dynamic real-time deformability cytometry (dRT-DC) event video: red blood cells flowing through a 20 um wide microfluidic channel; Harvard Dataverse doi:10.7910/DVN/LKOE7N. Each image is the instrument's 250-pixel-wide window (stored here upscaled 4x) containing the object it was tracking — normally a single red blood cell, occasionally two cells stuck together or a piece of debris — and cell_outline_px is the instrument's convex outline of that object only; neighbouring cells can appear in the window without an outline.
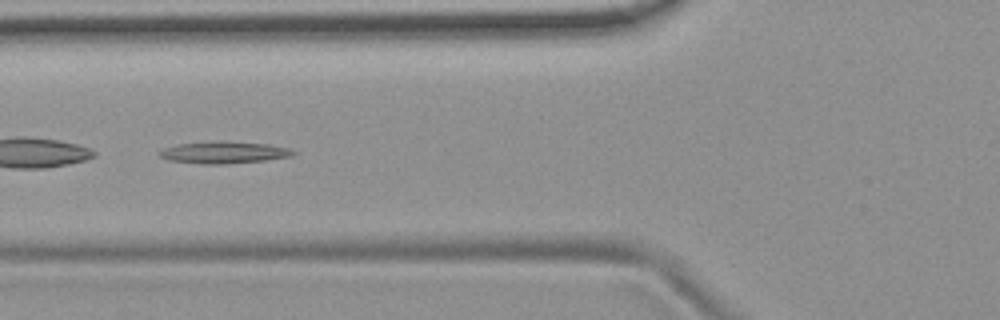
{"species": "common noctule bat (a hibernating species)", "species_latin": "Nyctalus noctula", "temperature_condition": "room temperature", "stored_images_in_passage": 8, "camera_frame_rate_fps": 3000, "um_per_image_px": 0.085, "animal": {"sex": "female", "body_mass_g": 19.9}, "frame": {"image": 1, "passage_image": 6, "time_ms": 5.667, "image_size_px": [1000, 320], "cell_outline_px": [[296, 152], [292, 156], [264, 160], [228, 164], [204, 164], [168, 160], [160, 156], [156, 152], [164, 148], [180, 144], [220, 140], [268, 144], [288, 148]], "centroid_in_image_um": [19.01, 12.95], "position_along_channel_um": 106.8, "area_um2": 17.11}}
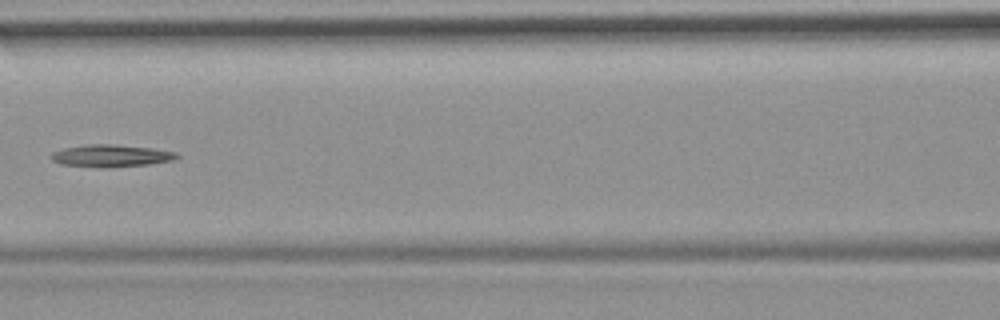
{"frame": {"image": 2, "passage_image": 7, "time_ms": 7.0, "image_size_px": [1000, 320], "cell_outline_px": [[180, 156], [172, 160], [148, 164], [108, 168], [104, 168], [60, 164], [52, 160], [52, 152], [64, 148], [88, 144], [112, 144], [152, 148], [176, 152]], "centroid_in_image_um": [9.43, 13.24], "position_along_channel_um": 157.2, "area_um2": 16.24}}
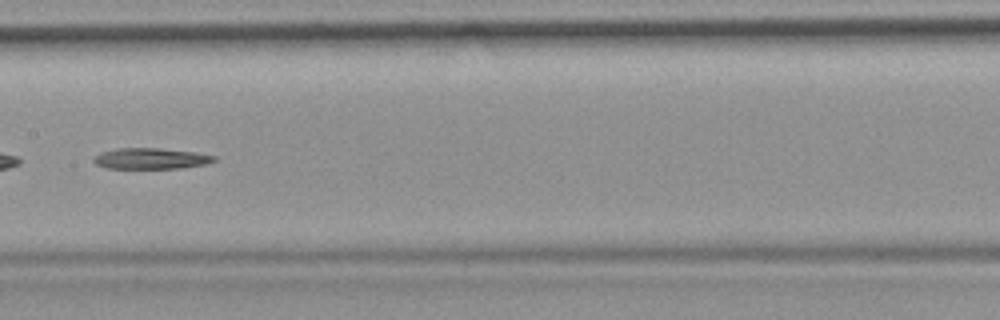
{"frame": {"image": 3, "passage_image": 8, "time_ms": 8.0, "image_size_px": [1000, 320], "cell_outline_px": [[216, 160], [208, 164], [184, 168], [104, 168], [96, 164], [92, 160], [100, 152], [116, 148], [160, 148], [196, 152], [216, 156]], "centroid_in_image_um": [12.85, 13.47], "position_along_channel_um": 194.6, "area_um2": 14.85}}